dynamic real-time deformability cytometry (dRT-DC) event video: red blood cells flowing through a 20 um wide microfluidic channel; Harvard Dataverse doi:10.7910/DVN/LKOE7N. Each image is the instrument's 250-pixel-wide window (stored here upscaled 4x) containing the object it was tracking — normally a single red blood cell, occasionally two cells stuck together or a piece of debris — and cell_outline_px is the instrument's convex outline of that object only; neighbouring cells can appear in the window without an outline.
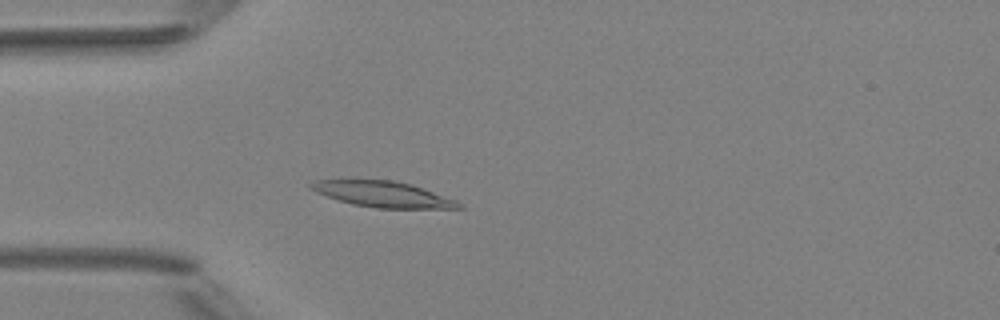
{"species": "Egyptian fruit bat (a non-hibernating species)", "species_latin": "Rousettus aegyptiacus", "temperature_condition": "room temperature", "stored_images_in_passage": 3, "camera_frame_rate_fps": 3000, "um_per_image_px": 0.085, "animal": {"sex": "female"}, "frame": {"image": 1, "passage_image": 3, "time_ms": 2.333, "image_size_px": [1000, 320], "cell_outline_px": [[464, 208], [376, 208], [352, 204], [316, 192], [308, 188], [308, 184], [316, 180], [392, 180], [412, 184], [456, 200], [464, 204]], "centroid_in_image_um": [32.57, 16.51], "position_along_channel_um": 52.4, "area_um2": 22.08}}